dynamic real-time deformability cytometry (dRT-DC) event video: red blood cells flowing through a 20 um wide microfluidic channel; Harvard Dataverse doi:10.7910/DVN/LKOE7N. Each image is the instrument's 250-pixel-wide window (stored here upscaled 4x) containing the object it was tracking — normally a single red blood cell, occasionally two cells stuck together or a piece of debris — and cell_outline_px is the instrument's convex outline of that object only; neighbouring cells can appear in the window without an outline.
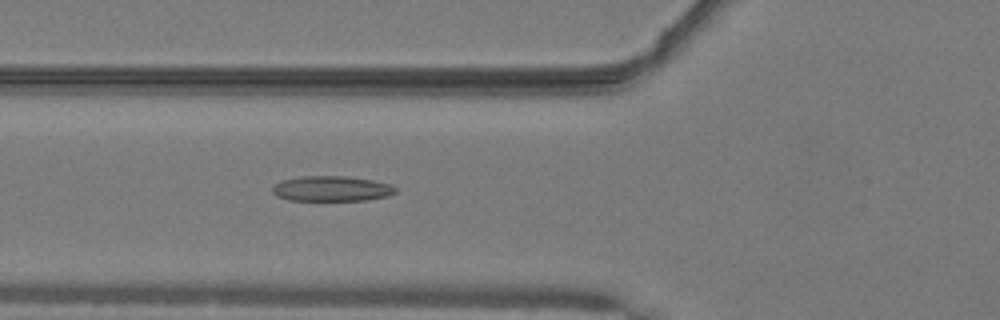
{"species": "common noctule bat (a hibernating species)", "species_latin": "Nyctalus noctula", "temperature_condition": "warm", "stored_images_in_passage": 34, "camera_frame_rate_fps": 3000, "um_per_image_px": 0.085, "animal": {"sex": "male", "body_mass_g": 19.2, "forearm_length_mm": 51.8}, "frame": {"image": 1, "passage_image": 7, "time_ms": 2.0, "image_size_px": [1000, 320], "cell_outline_px": [[396, 192], [388, 196], [368, 200], [288, 200], [276, 196], [272, 192], [272, 188], [280, 180], [300, 176], [344, 176], [372, 180], [388, 184], [396, 188]], "centroid_in_image_um": [28.15, 16.03], "position_along_channel_um": 97.7, "area_um2": 18.09}}
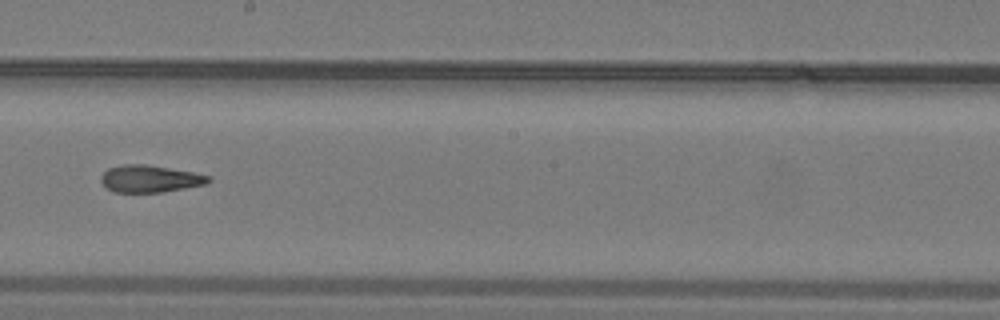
{"frame": {"image": 2, "passage_image": 17, "time_ms": 5.333, "image_size_px": [1000, 320], "cell_outline_px": [[212, 180], [208, 184], [160, 192], [116, 192], [108, 188], [100, 180], [100, 176], [108, 168], [124, 164], [144, 164], [192, 172], [212, 176]], "centroid_in_image_um": [12.77, 15.19], "position_along_channel_um": 235.4, "area_um2": 16.88}}
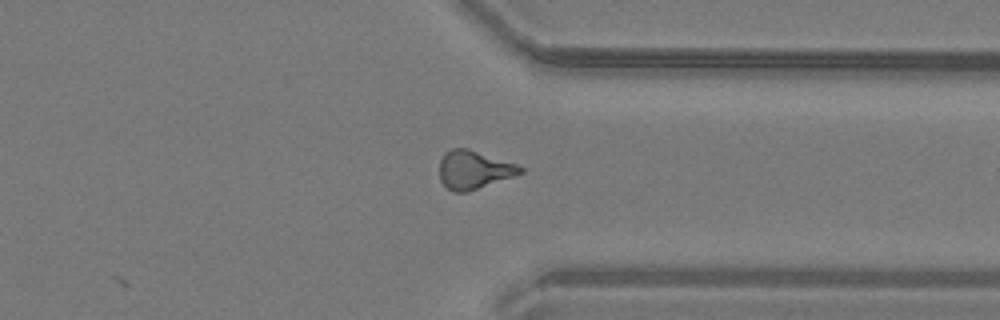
{"frame": {"image": 3, "passage_image": 27, "time_ms": 8.667, "image_size_px": [1000, 320], "cell_outline_px": [[524, 172], [468, 192], [456, 192], [448, 188], [440, 180], [440, 160], [444, 152], [452, 148], [468, 148], [516, 164], [524, 168]], "centroid_in_image_um": [40.26, 14.42], "position_along_channel_um": 371.1, "area_um2": 17.92}, "authors_computed_cell_mechanics": {"area_um2": 17.4267, "velocity_mm_per_s": 4.1117, "shape_relaxation_time_tau1_ms": null, "shape_relaxation_time_tau2_ms": 4.1815, "deformation_change_tau1": null, "deformation_change_tau2": 0.1441}}